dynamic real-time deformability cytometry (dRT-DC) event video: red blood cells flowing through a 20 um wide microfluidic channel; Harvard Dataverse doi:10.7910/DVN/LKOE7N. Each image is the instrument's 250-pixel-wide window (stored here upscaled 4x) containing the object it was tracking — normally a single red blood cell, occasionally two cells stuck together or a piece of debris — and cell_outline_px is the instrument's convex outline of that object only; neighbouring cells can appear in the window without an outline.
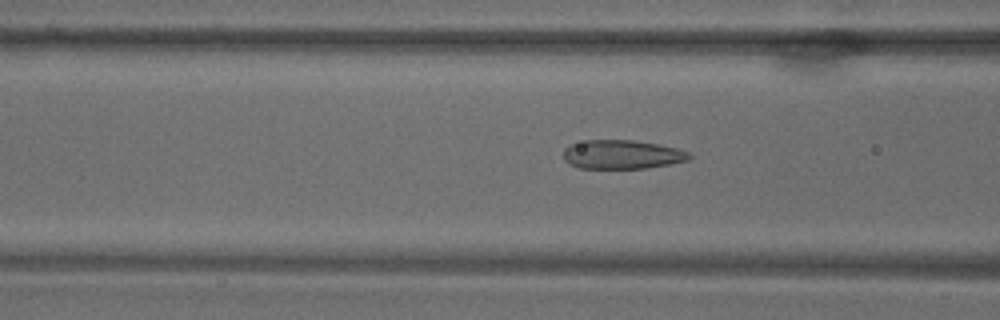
{"species": "common noctule bat (a hibernating species)", "species_latin": "Nyctalus noctula", "temperature_condition": "warm", "stored_images_in_passage": 70, "camera_frame_rate_fps": 3000, "um_per_image_px": 0.085, "animal": {"sex": "male", "body_mass_g": 18.8}, "frame": {"image": 1, "passage_image": 28, "time_ms": 9.0, "image_size_px": [1000, 320], "cell_outline_px": [[692, 156], [688, 160], [668, 164], [644, 168], [580, 168], [564, 160], [564, 148], [568, 144], [588, 140], [636, 140], [676, 148], [688, 152]], "centroid_in_image_um": [52.85, 13.12], "position_along_channel_um": 113.8, "area_um2": 21.04}}
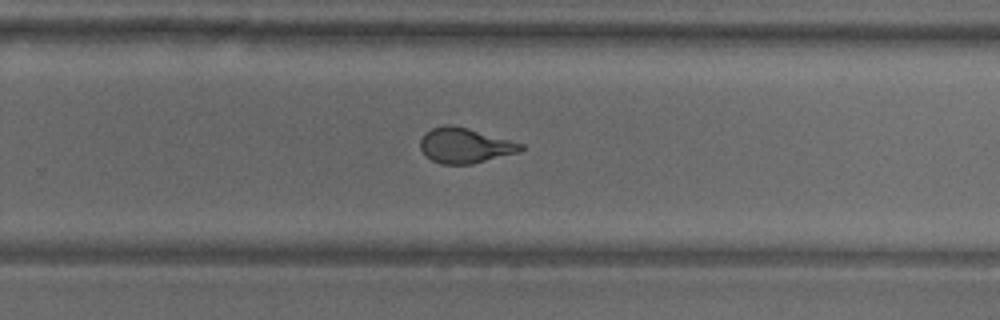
{"frame": {"image": 2, "passage_image": 46, "time_ms": 15.0, "image_size_px": [1000, 320], "cell_outline_px": [[524, 148], [520, 152], [472, 164], [440, 164], [432, 160], [420, 148], [420, 140], [424, 132], [432, 128], [444, 124], [452, 124], [468, 128], [524, 144]], "centroid_in_image_um": [39.51, 12.36], "position_along_channel_um": 290.3, "area_um2": 20.63}}
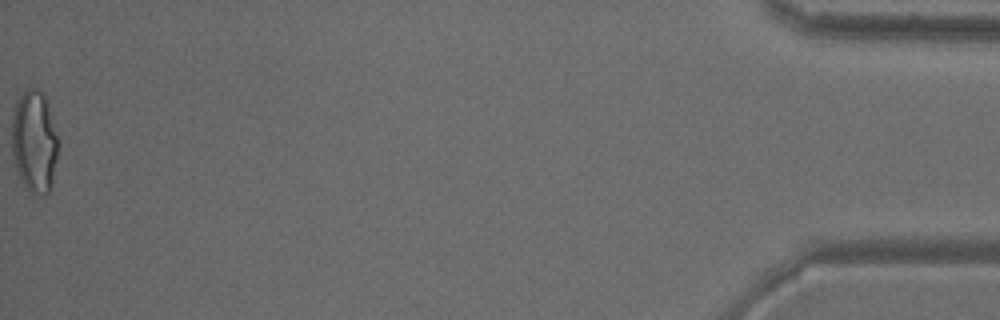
{"frame": {"image": 3, "passage_image": 70, "time_ms": 23.0, "image_size_px": [1000, 320], "cell_outline_px": [[60, 144], [52, 188], [44, 196], [40, 196], [28, 188], [20, 180], [12, 156], [12, 116], [16, 100], [28, 88], [36, 88], [44, 96]], "centroid_in_image_um": [2.93, 12.08], "position_along_channel_um": 432.3, "area_um2": 27.8}}